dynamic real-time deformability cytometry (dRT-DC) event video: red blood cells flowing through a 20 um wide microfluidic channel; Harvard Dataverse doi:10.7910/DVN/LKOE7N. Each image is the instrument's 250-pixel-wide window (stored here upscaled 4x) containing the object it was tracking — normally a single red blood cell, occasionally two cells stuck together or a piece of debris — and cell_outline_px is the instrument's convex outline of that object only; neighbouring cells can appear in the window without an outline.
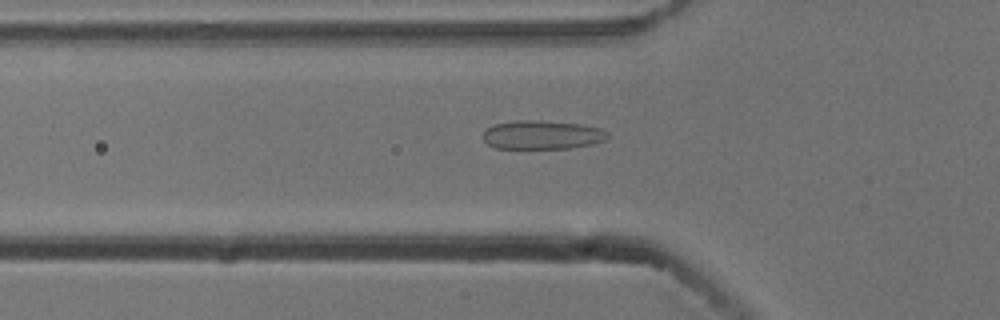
{"species": "common noctule bat (a hibernating species)", "species_latin": "Nyctalus noctula", "temperature_condition": "cold", "stored_images_in_passage": 54, "camera_frame_rate_fps": 3000, "um_per_image_px": 0.085, "animal": {"sex": "male", "body_mass_g": 13.3}, "frame": {"image": 1, "passage_image": 18, "time_ms": 5.667, "image_size_px": [1000, 320], "cell_outline_px": [[608, 136], [604, 140], [592, 144], [568, 148], [492, 148], [480, 136], [488, 128], [496, 124], [516, 120], [536, 120], [580, 124], [600, 128], [608, 132]], "centroid_in_image_um": [46.05, 11.46], "position_along_channel_um": 79.7, "area_um2": 20.81}}
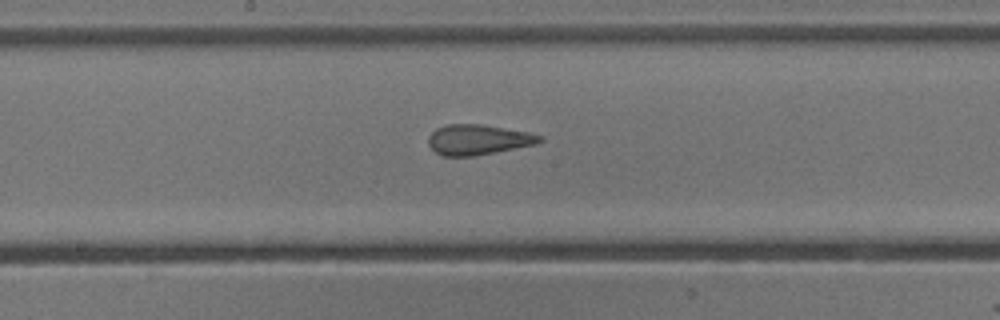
{"frame": {"image": 2, "passage_image": 28, "time_ms": 9.0, "image_size_px": [1000, 320], "cell_outline_px": [[544, 140], [536, 144], [496, 152], [472, 156], [444, 156], [436, 152], [428, 144], [428, 136], [436, 128], [448, 124], [480, 124], [528, 132], [544, 136]], "centroid_in_image_um": [40.65, 11.87], "position_along_channel_um": 207.5, "area_um2": 19.59}}
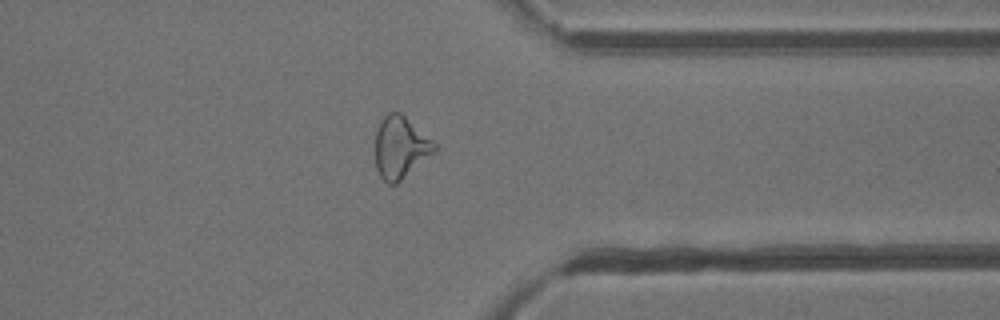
{"frame": {"image": 3, "passage_image": 42, "time_ms": 13.667, "image_size_px": [1000, 320], "cell_outline_px": [[440, 148], [436, 152], [396, 184], [388, 184], [380, 176], [376, 168], [376, 132], [380, 120], [388, 112], [400, 112], [432, 140]], "centroid_in_image_um": [34.05, 12.53], "position_along_channel_um": 377.3, "area_um2": 21.39}, "authors_computed_cell_mechanics": {"area_um2": 21.7039, "velocity_mm_per_s": 3.792, "shape_relaxation_time_tau1_ms": null, "shape_relaxation_time_tau2_ms": 1.2798, "deformation_change_tau1": null, "deformation_change_tau2": 0.0868}}